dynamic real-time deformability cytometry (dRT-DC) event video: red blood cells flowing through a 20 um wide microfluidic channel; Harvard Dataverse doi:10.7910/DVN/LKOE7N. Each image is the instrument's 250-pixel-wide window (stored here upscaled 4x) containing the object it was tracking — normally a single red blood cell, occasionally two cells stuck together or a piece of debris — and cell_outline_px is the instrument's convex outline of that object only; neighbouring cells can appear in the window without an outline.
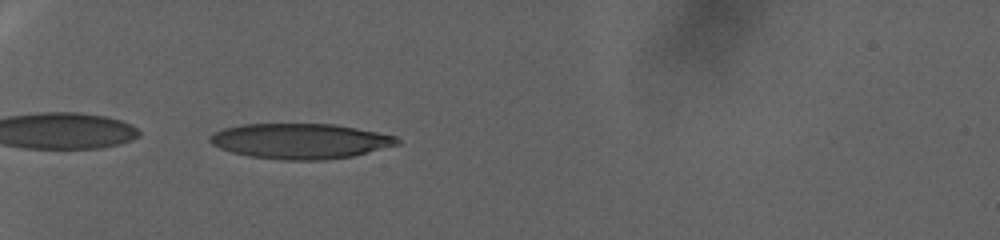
{"species": "human", "species_latin": "Homo sapiens", "temperature_condition": "warm", "stored_images_in_passage": 60, "camera_frame_rate_fps": 3000, "um_per_image_px": 0.085, "donor": {"sex": "female"}, "frame": {"image": 1, "passage_image": 2, "time_ms": 0.333, "image_size_px": [1000, 240], "cell_outline_px": [[400, 144], [352, 156], [324, 160], [280, 160], [248, 156], [232, 152], [220, 148], [212, 144], [208, 140], [208, 136], [212, 132], [224, 128], [240, 124], [332, 124], [356, 128], [396, 136], [400, 140]], "centroid_in_image_um": [25.48, 11.99], "position_along_channel_um": 59.5, "area_um2": 38.61}}
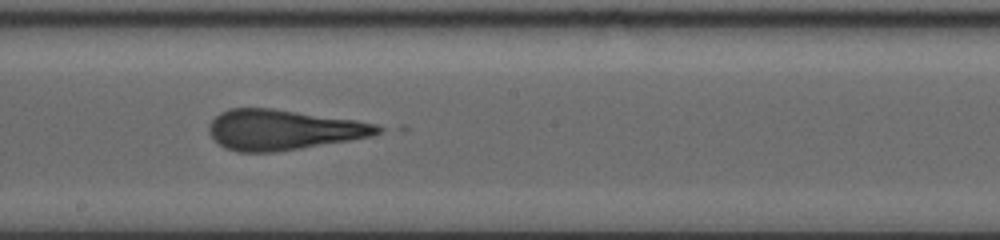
{"frame": {"image": 2, "passage_image": 26, "time_ms": 8.333, "image_size_px": [1000, 240], "cell_outline_px": [[384, 128], [380, 132], [372, 136], [276, 152], [236, 152], [224, 148], [208, 132], [208, 124], [220, 112], [228, 108], [272, 108], [356, 120], [376, 124]], "centroid_in_image_um": [24.03, 11.03], "position_along_channel_um": 224.2, "area_um2": 39.48}}
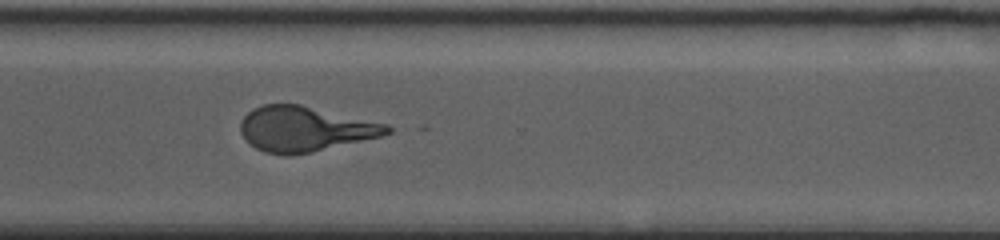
{"frame": {"image": 3, "passage_image": 41, "time_ms": 13.333, "image_size_px": [1000, 240], "cell_outline_px": [[392, 132], [380, 136], [312, 152], [264, 152], [256, 148], [240, 132], [240, 124], [244, 116], [252, 108], [264, 104], [300, 104], [388, 124], [392, 128]], "centroid_in_image_um": [25.93, 10.92], "position_along_channel_um": 344.7, "area_um2": 37.63}, "authors_computed_cell_mechanics": {"area_um2": 39.6797, "velocity_mm_per_s": 2.4177, "shape_relaxation_time_tau1_ms": 8.8314, "shape_relaxation_time_tau2_ms": 1.5364, "deformation_change_tau1": 0.2823, "deformation_change_tau2": 0.1202}}